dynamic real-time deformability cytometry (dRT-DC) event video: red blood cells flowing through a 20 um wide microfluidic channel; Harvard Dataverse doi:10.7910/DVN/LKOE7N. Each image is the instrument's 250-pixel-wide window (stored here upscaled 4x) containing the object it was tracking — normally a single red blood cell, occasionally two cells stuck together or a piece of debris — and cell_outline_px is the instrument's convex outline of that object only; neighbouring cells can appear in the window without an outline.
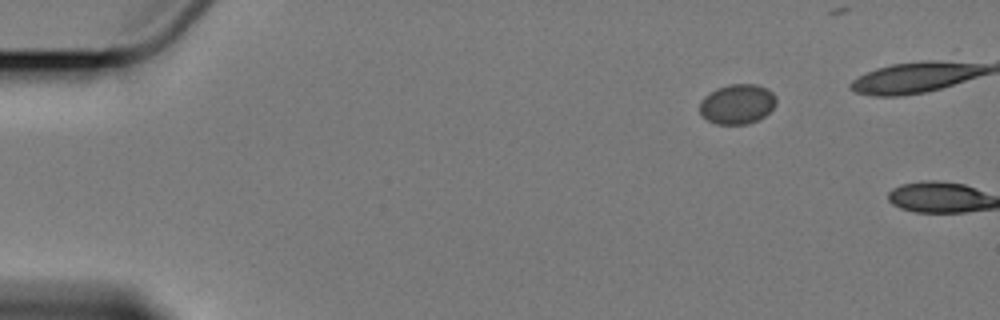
{"species": "Egyptian fruit bat (a non-hibernating species)", "species_latin": "Rousettus aegyptiacus", "temperature_condition": "cold", "stored_images_in_passage": 2, "camera_frame_rate_fps": 3000, "um_per_image_px": 0.085, "animal": {"sex": "female"}, "frame": {"image": 1, "passage_image": 1, "time_ms": 0.0, "image_size_px": [1000, 320], "cell_outline_px": [[776, 104], [764, 116], [748, 124], [716, 124], [708, 120], [700, 112], [700, 100], [704, 96], [716, 88], [728, 84], [756, 84], [768, 88], [776, 96]], "centroid_in_image_um": [62.67, 8.83], "position_along_channel_um": 22.3, "area_um2": 17.8}}